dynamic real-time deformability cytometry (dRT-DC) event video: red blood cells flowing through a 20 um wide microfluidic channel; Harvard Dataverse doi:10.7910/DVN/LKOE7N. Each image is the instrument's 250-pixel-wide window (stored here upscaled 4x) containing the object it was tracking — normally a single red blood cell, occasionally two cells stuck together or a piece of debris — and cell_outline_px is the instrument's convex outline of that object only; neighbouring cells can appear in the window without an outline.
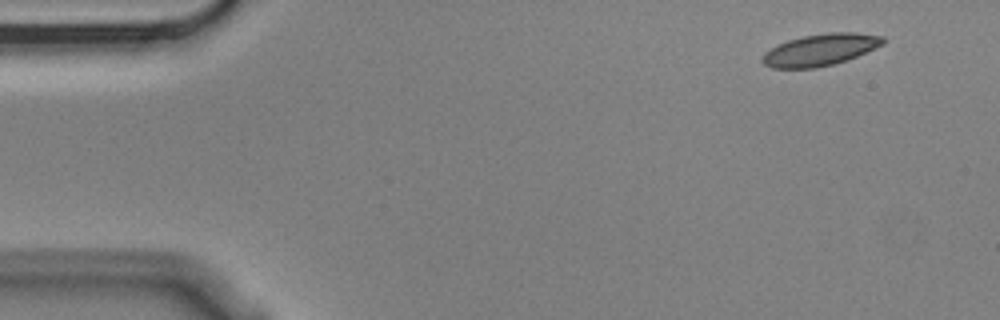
{"species": "Egyptian fruit bat (a non-hibernating species)", "species_latin": "Rousettus aegyptiacus", "temperature_condition": "cold", "stored_images_in_passage": 14, "camera_frame_rate_fps": 3000, "um_per_image_px": 0.085, "animal": {"sex": "male"}, "frame": {"image": 1, "passage_image": 1, "time_ms": 0.0, "image_size_px": [1000, 320], "cell_outline_px": [[884, 44], [856, 56], [832, 64], [816, 68], [772, 68], [764, 64], [760, 60], [764, 52], [788, 40], [804, 36], [828, 32], [856, 32], [884, 36]], "centroid_in_image_um": [69.72, 4.23], "position_along_channel_um": 15.3, "area_um2": 22.14}}
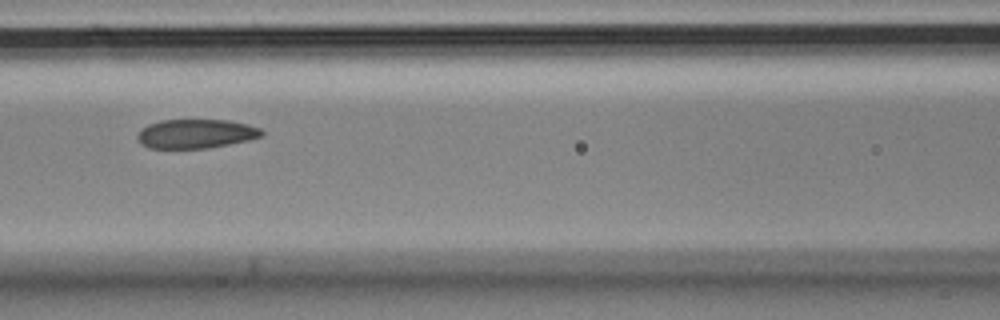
{"frame": {"image": 2, "passage_image": 6, "time_ms": 1.667, "image_size_px": [1000, 320], "cell_outline_px": [[264, 136], [248, 140], [208, 148], [148, 148], [140, 144], [136, 136], [140, 128], [148, 124], [160, 120], [228, 120], [248, 124], [260, 128], [264, 132]], "centroid_in_image_um": [16.63, 11.36], "position_along_channel_um": 150.0, "area_um2": 21.27}}
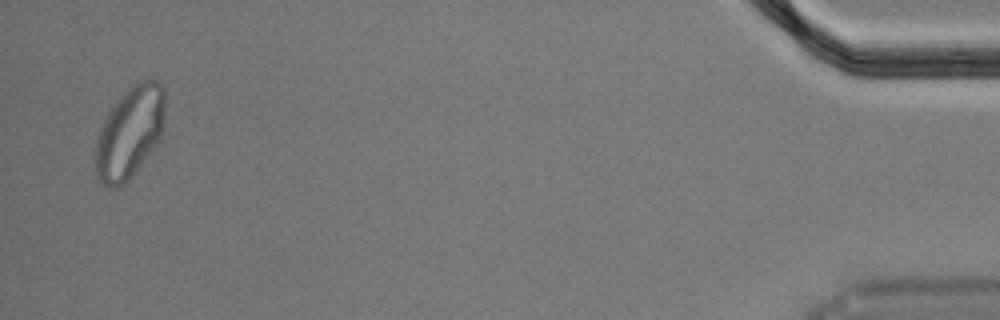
{"frame": {"image": 3, "passage_image": 14, "time_ms": 4.333, "image_size_px": [1000, 320], "cell_outline_px": [[164, 124], [160, 136], [152, 148], [132, 176], [124, 184], [112, 188], [108, 188], [96, 176], [96, 140], [100, 128], [108, 112], [116, 100], [128, 88], [140, 80], [148, 76], [156, 80], [164, 88]], "centroid_in_image_um": [11.02, 11.21], "position_along_channel_um": 424.2, "area_um2": 36.88}}